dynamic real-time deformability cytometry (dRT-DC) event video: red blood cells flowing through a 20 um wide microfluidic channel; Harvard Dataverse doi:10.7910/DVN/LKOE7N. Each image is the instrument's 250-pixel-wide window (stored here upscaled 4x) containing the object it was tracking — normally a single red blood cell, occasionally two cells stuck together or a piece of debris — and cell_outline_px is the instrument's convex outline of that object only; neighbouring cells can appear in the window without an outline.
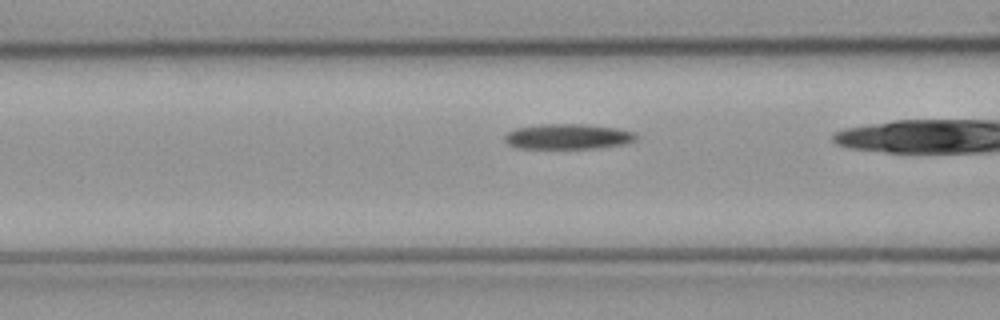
{"species": "common noctule bat (a hibernating species)", "species_latin": "Nyctalus noctula", "temperature_condition": "cold", "stored_images_in_passage": 30, "camera_frame_rate_fps": 3000, "um_per_image_px": 0.085, "animal": {"sex": "male", "body_mass_g": 23.1, "forearm_length_mm": 52.7}, "frame": {"image": 1, "passage_image": 9, "time_ms": 2.667, "image_size_px": [1000, 320], "cell_outline_px": [[636, 140], [624, 144], [596, 148], [520, 148], [508, 144], [504, 140], [504, 136], [508, 132], [516, 128], [540, 124], [584, 124], [616, 128], [636, 132]], "centroid_in_image_um": [48.28, 11.6], "position_along_channel_um": 118.3, "area_um2": 19.31}}
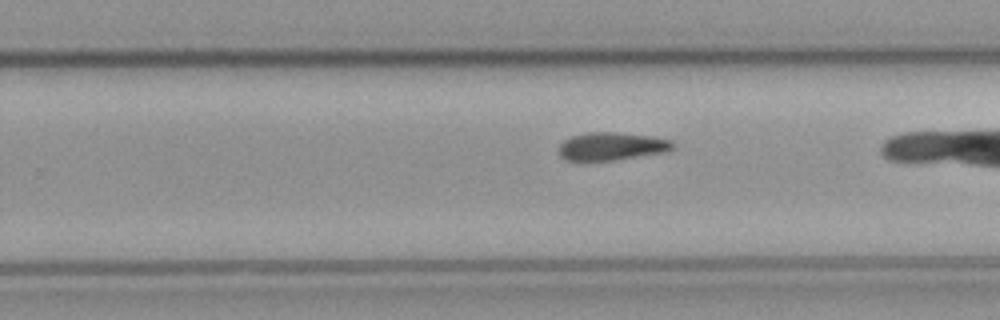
{"frame": {"image": 2, "passage_image": 22, "time_ms": 7.0, "image_size_px": [1000, 320], "cell_outline_px": [[676, 148], [668, 152], [616, 160], [584, 164], [580, 164], [564, 160], [560, 156], [556, 148], [564, 140], [572, 136], [588, 132], [616, 132], [652, 136], [672, 140], [676, 144]], "centroid_in_image_um": [51.94, 12.49], "position_along_channel_um": 277.9, "area_um2": 19.77}}
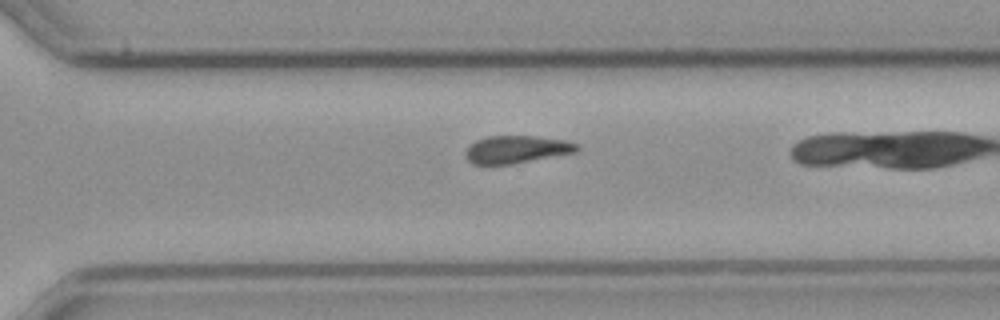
{"frame": {"image": 3, "passage_image": 26, "time_ms": 8.333, "image_size_px": [1000, 320], "cell_outline_px": [[580, 148], [576, 152], [512, 164], [472, 164], [464, 156], [464, 152], [476, 140], [488, 136], [536, 136], [564, 140], [580, 144]], "centroid_in_image_um": [43.92, 12.7], "position_along_channel_um": 326.7, "area_um2": 17.92}}